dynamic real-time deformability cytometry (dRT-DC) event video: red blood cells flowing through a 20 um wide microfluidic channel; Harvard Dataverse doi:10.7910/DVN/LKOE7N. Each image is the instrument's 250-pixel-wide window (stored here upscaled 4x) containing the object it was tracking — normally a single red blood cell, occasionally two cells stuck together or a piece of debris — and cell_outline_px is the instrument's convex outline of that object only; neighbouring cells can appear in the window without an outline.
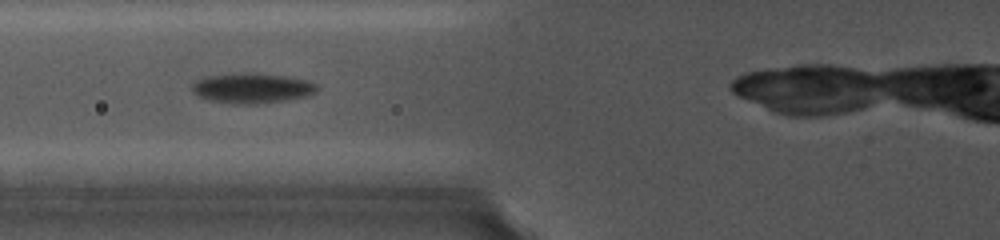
{"species": "common noctule bat (a hibernating species)", "species_latin": "Nyctalus noctula", "temperature_condition": "cold", "stored_images_in_passage": 14, "camera_frame_rate_fps": 5000, "um_per_image_px": 0.085, "animal": {"sex": "female", "body_mass_g": 19.0, "forearm_length_mm": 56.7}, "frame": {"image": 1, "passage_image": 3, "time_ms": 2.0, "image_size_px": [1000, 240], "cell_outline_px": [[316, 92], [304, 96], [284, 100], [248, 104], [236, 104], [212, 100], [200, 96], [192, 92], [192, 84], [200, 80], [212, 76], [248, 72], [284, 76], [308, 80], [316, 84]], "centroid_in_image_um": [21.44, 7.49], "position_along_channel_um": 104.4, "area_um2": 21.21}}
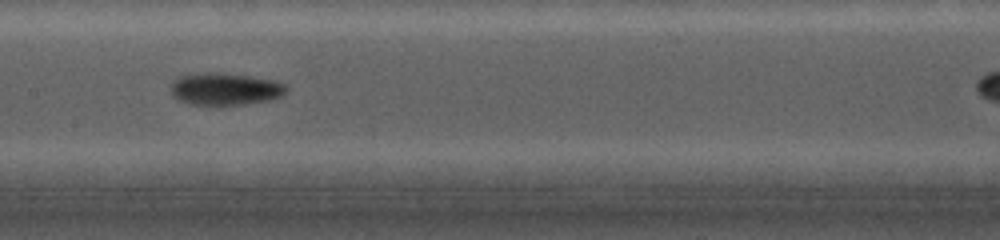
{"frame": {"image": 2, "passage_image": 5, "time_ms": 4.2, "image_size_px": [1000, 240], "cell_outline_px": [[288, 88], [280, 96], [268, 100], [244, 104], [192, 104], [176, 100], [172, 96], [172, 84], [180, 76], [196, 72], [220, 72], [276, 80], [284, 84]], "centroid_in_image_um": [19.11, 7.54], "position_along_channel_um": 188.3, "area_um2": 21.56}}
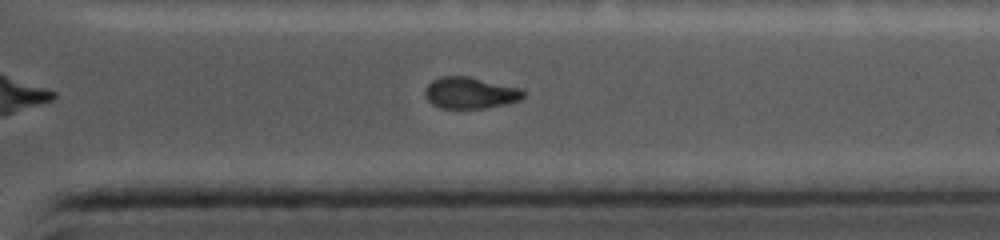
{"frame": {"image": 3, "passage_image": 10, "time_ms": 9.0, "image_size_px": [1000, 240], "cell_outline_px": [[528, 92], [520, 100], [508, 104], [484, 108], [440, 108], [432, 104], [424, 96], [424, 88], [432, 80], [440, 76], [468, 76], [520, 88]], "centroid_in_image_um": [39.96, 7.89], "position_along_channel_um": 371.4, "area_um2": 18.26}}